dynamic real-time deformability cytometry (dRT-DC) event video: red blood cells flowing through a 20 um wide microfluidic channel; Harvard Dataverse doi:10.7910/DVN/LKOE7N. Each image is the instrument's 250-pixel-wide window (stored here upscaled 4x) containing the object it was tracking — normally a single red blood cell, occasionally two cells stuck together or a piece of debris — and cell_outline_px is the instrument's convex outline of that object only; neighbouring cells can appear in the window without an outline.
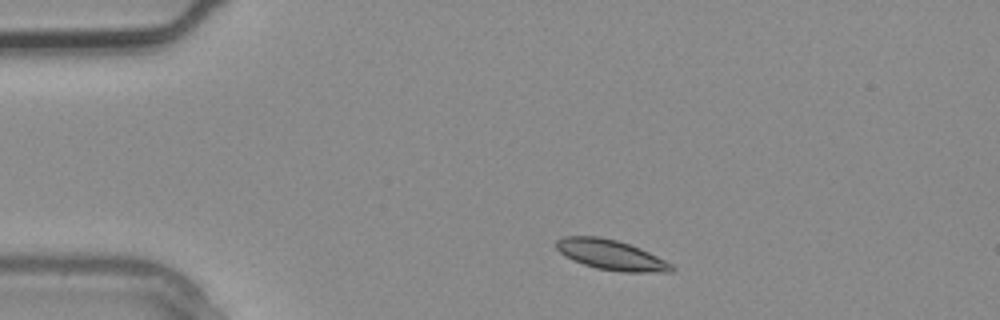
{"species": "common noctule bat (a hibernating species)", "species_latin": "Nyctalus noctula", "temperature_condition": "warm", "stored_images_in_passage": 1, "camera_frame_rate_fps": 3000, "um_per_image_px": 0.085, "animal": {"sex": "male", "body_mass_g": 20.4}, "frame": {"image": 1, "passage_image": 1, "time_ms": 0.0, "image_size_px": [1000, 320], "cell_outline_px": [[676, 268], [672, 272], [624, 272], [596, 268], [584, 264], [560, 252], [556, 248], [556, 240], [564, 236], [596, 236], [616, 240], [640, 248], [672, 264]], "centroid_in_image_um": [51.96, 21.66], "position_along_channel_um": 33.0, "area_um2": 19.88}}